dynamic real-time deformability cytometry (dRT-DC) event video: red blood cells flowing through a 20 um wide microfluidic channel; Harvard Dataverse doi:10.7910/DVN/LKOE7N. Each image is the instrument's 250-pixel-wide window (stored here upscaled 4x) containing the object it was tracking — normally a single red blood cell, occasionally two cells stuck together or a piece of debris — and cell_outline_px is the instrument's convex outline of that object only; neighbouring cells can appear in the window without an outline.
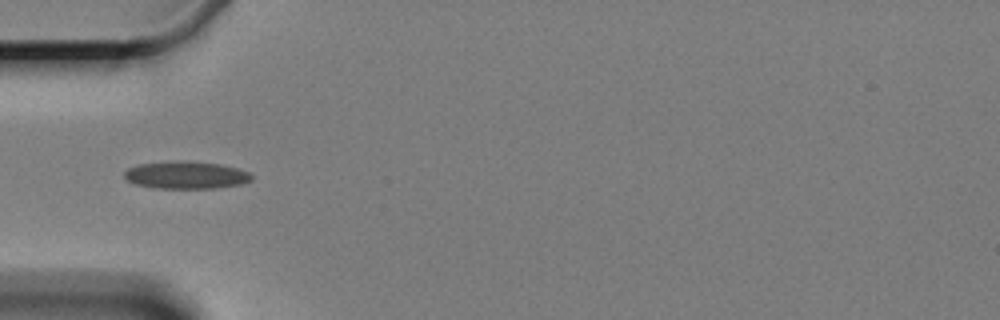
{"species": "Egyptian fruit bat (a non-hibernating species)", "species_latin": "Rousettus aegyptiacus", "temperature_condition": "cold", "stored_images_in_passage": 11, "camera_frame_rate_fps": 3000, "um_per_image_px": 0.085, "animal": {"sex": "female"}, "frame": {"image": 1, "passage_image": 5, "time_ms": 5.667, "image_size_px": [1000, 320], "cell_outline_px": [[252, 180], [244, 184], [216, 188], [152, 188], [136, 184], [128, 180], [124, 176], [124, 172], [128, 168], [140, 164], [220, 164], [240, 168], [248, 172], [252, 176]], "centroid_in_image_um": [15.88, 14.95], "position_along_channel_um": 69.1, "area_um2": 19.31}}